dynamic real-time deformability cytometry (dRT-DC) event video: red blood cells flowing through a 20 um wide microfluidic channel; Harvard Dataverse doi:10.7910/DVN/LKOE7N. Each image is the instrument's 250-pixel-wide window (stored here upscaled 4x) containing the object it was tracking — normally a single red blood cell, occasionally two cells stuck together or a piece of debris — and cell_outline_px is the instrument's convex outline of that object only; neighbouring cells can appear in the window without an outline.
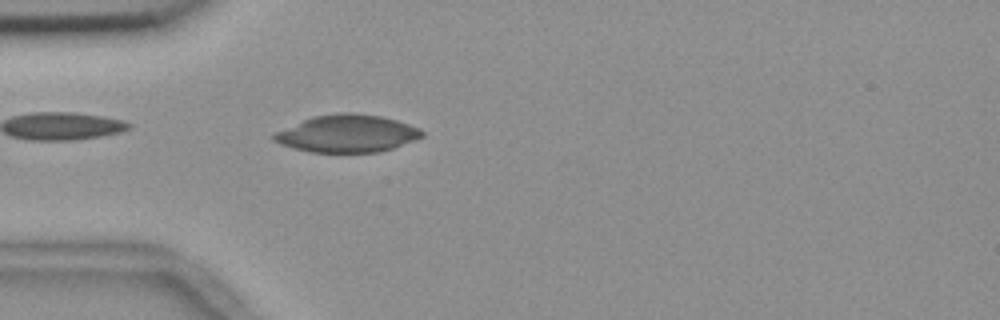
{"species": "common noctule bat (a hibernating species)", "species_latin": "Nyctalus noctula", "temperature_condition": "room temperature", "stored_images_in_passage": 33, "camera_frame_rate_fps": 3000, "um_per_image_px": 0.085, "animal": {"sex": "female", "body_mass_g": 18.4}, "frame": {"image": 1, "passage_image": 1, "time_ms": 0.0, "image_size_px": [1000, 320], "cell_outline_px": [[424, 136], [416, 140], [392, 148], [376, 152], [308, 152], [280, 144], [272, 140], [272, 132], [304, 120], [316, 116], [340, 112], [352, 112], [380, 116], [396, 120], [420, 128], [424, 132]], "centroid_in_image_um": [29.5, 11.35], "position_along_channel_um": 55.5, "area_um2": 32.31}}
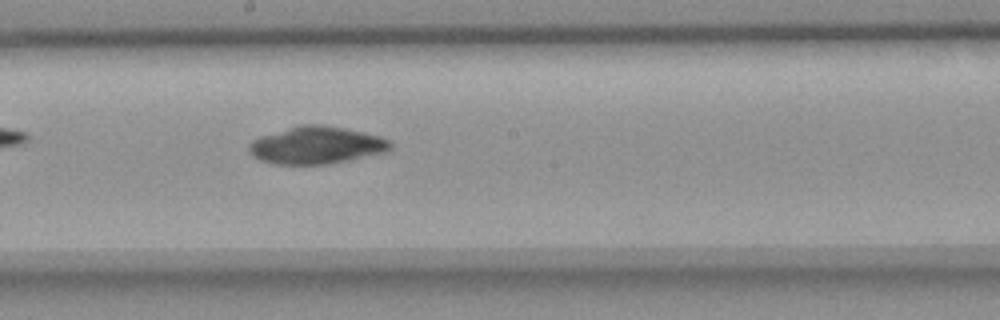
{"frame": {"image": 2, "passage_image": 15, "time_ms": 4.667, "image_size_px": [1000, 320], "cell_outline_px": [[392, 148], [388, 152], [348, 160], [324, 164], [276, 164], [260, 160], [252, 156], [248, 152], [248, 144], [252, 140], [260, 136], [300, 124], [320, 124], [344, 128], [364, 132], [380, 136], [388, 140], [392, 144]], "centroid_in_image_um": [26.89, 12.34], "position_along_channel_um": 221.3, "area_um2": 30.92}}
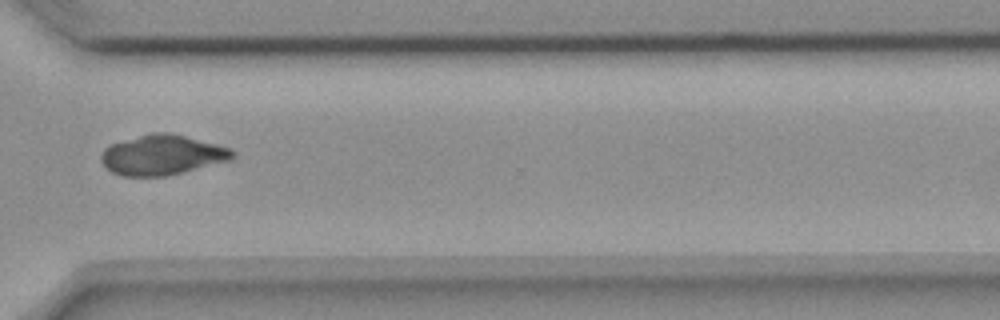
{"frame": {"image": 3, "passage_image": 26, "time_ms": 8.333, "image_size_px": [1000, 320], "cell_outline_px": [[236, 156], [232, 160], [164, 176], [124, 176], [112, 172], [100, 160], [100, 156], [104, 148], [108, 144], [152, 132], [172, 132], [232, 148], [236, 152]], "centroid_in_image_um": [13.81, 13.15], "position_along_channel_um": 356.8, "area_um2": 30.87}}